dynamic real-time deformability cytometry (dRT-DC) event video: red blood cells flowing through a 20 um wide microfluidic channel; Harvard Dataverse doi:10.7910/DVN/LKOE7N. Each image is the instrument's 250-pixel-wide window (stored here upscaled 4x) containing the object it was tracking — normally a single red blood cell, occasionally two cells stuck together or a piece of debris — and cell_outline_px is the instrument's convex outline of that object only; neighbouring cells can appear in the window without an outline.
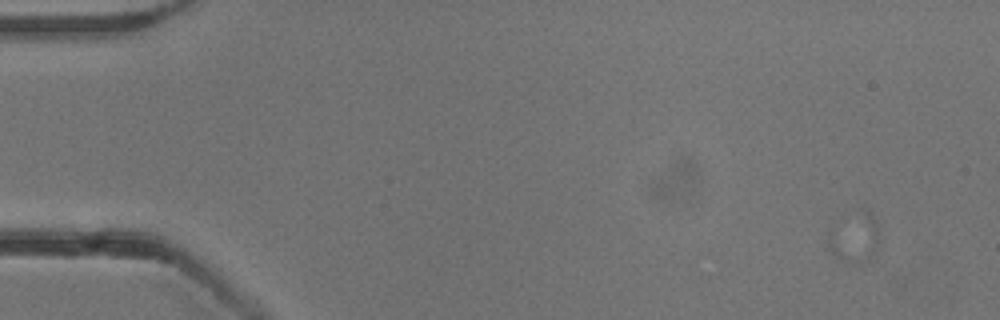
{"species": "common noctule bat (a hibernating species)", "species_latin": "Nyctalus noctula", "temperature_condition": "cold", "stored_images_in_passage": 4, "camera_frame_rate_fps": 3000, "um_per_image_px": 0.085, "animal": {"sex": "male", "body_mass_g": 13.3}, "frame": {"image": 1, "passage_image": 1, "time_ms": 0.0, "image_size_px": [1000, 320], "cell_outline_px": [[880, 248], [876, 256], [864, 264], [852, 264], [836, 256], [828, 248], [828, 240], [864, 208], [868, 208], [872, 212], [880, 236]], "centroid_in_image_um": [72.85, 20.35], "position_along_channel_um": 12.2, "area_um2": 14.05}}